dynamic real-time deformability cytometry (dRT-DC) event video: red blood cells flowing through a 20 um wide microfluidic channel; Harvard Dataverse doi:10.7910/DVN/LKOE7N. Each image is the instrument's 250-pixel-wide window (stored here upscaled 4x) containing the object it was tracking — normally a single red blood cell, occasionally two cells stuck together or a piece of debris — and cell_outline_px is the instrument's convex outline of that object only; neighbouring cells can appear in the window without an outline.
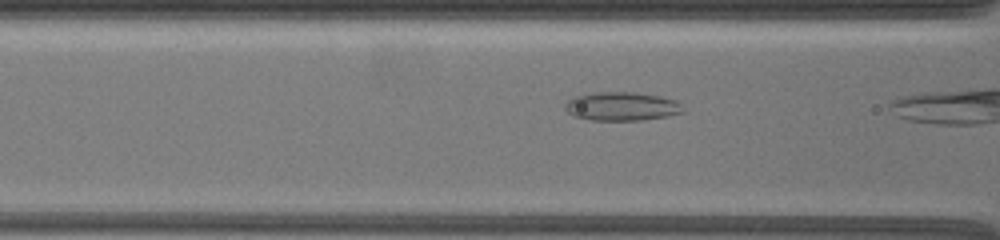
{"species": "common noctule bat (a hibernating species)", "species_latin": "Nyctalus noctula", "temperature_condition": "warm", "stored_images_in_passage": 9, "camera_frame_rate_fps": 3000, "um_per_image_px": 0.085, "animal": {"sex": "female", "body_mass_g": 19.5, "forearm_length_mm": 54.1}, "frame": {"image": 1, "passage_image": 6, "time_ms": 1.0, "image_size_px": [1000, 240], "cell_outline_px": [[684, 112], [668, 116], [640, 120], [592, 120], [572, 116], [564, 108], [564, 104], [572, 96], [592, 92], [636, 92], [660, 96], [676, 100], [684, 104]], "centroid_in_image_um": [52.85, 9.03], "position_along_channel_um": 113.8, "area_um2": 20.06}}